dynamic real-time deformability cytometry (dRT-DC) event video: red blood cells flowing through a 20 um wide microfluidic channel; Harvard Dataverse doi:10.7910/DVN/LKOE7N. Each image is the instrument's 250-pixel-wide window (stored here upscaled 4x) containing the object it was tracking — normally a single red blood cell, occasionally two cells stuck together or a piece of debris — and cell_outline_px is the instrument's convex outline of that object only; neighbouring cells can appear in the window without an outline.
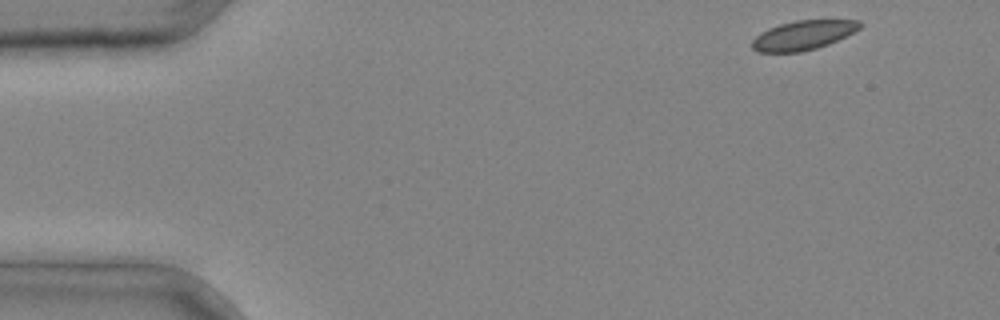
{"species": "common noctule bat (a hibernating species)", "species_latin": "Nyctalus noctula", "temperature_condition": "cold", "stored_images_in_passage": 3, "camera_frame_rate_fps": 3000, "um_per_image_px": 0.085, "animal": {"sex": "male", "body_mass_g": 20.4}, "frame": {"image": 1, "passage_image": 1, "time_ms": 0.0, "image_size_px": [1000, 320], "cell_outline_px": [[864, 24], [860, 28], [828, 44], [816, 48], [800, 52], [756, 52], [752, 48], [752, 40], [760, 32], [768, 28], [780, 24], [796, 20], [860, 20]], "centroid_in_image_um": [68.24, 2.99], "position_along_channel_um": 16.8, "area_um2": 18.32}}
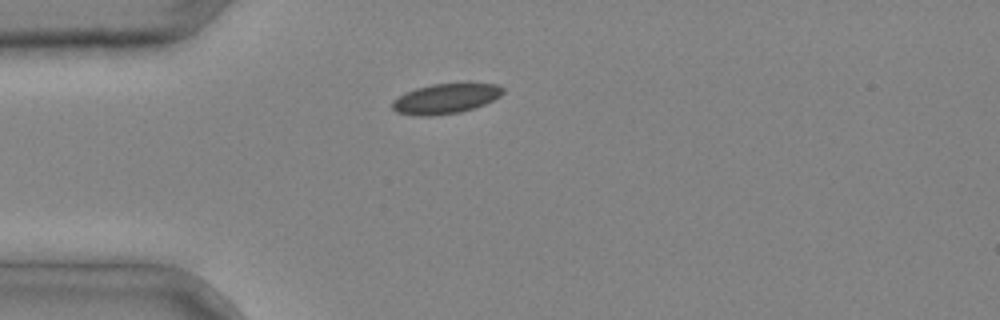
{"frame": {"image": 2, "passage_image": 3, "time_ms": 0.667, "image_size_px": [1000, 320], "cell_outline_px": [[504, 92], [500, 96], [484, 104], [460, 112], [428, 116], [420, 116], [396, 112], [392, 108], [392, 100], [404, 92], [416, 88], [432, 84], [464, 80], [496, 84], [504, 88]], "centroid_in_image_um": [37.9, 8.32], "position_along_channel_um": 47.1, "area_um2": 20.06}}